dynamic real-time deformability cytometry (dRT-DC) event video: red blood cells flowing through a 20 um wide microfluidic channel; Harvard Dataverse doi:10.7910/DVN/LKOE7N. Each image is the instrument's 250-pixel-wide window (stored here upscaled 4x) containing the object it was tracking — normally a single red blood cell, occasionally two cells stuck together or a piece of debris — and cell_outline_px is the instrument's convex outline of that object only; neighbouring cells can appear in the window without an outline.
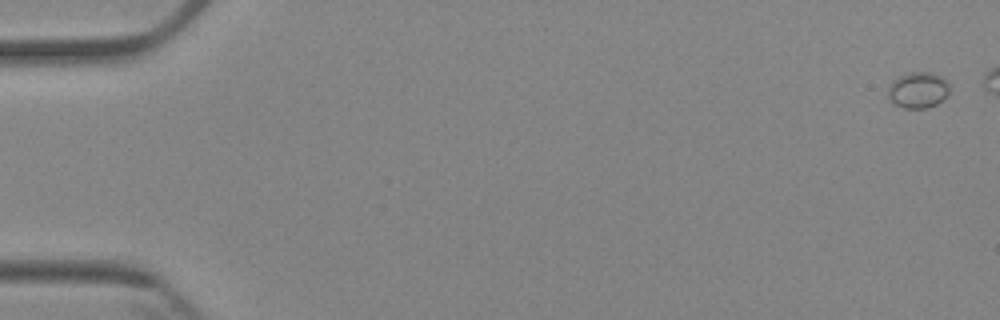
{"species": "Egyptian fruit bat (a non-hibernating species)", "species_latin": "Rousettus aegyptiacus", "temperature_condition": "cold", "stored_images_in_passage": 9, "camera_frame_rate_fps": 3000, "um_per_image_px": 0.085, "animal": {"sex": "female"}, "frame": {"image": 1, "passage_image": 1, "time_ms": 0.0, "image_size_px": [1000, 320], "cell_outline_px": [[948, 92], [936, 104], [928, 108], [904, 108], [892, 104], [888, 96], [888, 88], [892, 80], [908, 72], [932, 72], [948, 80]], "centroid_in_image_um": [78.0, 7.65], "position_along_channel_um": 7.0, "area_um2": 12.95}}